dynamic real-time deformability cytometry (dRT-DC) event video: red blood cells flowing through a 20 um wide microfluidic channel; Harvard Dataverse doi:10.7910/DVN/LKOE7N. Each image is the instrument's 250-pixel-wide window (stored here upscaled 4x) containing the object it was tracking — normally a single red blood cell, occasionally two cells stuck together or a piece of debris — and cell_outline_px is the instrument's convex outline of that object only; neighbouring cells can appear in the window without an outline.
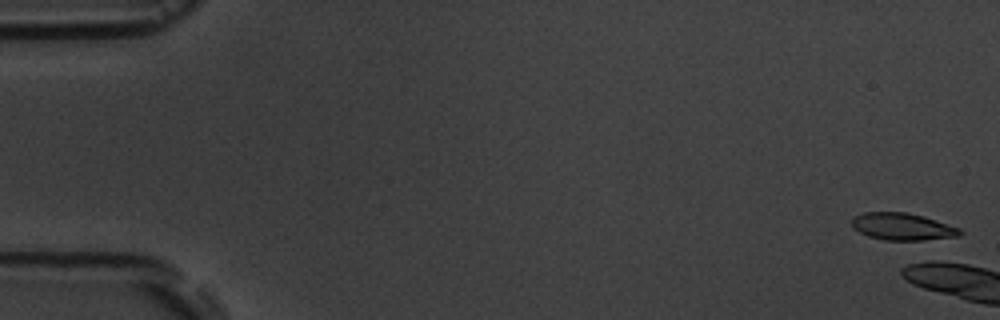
{"species": "common noctule bat (a hibernating species)", "species_latin": "Nyctalus noctula", "temperature_condition": "room temperature", "stored_images_in_passage": 7, "camera_frame_rate_fps": 3000, "um_per_image_px": 0.085, "animal": {"sex": "male", "body_mass_g": 19.5, "forearm_length_mm": 54.6}, "frame": {"image": 1, "passage_image": 1, "time_ms": 0.0, "image_size_px": [1000, 320], "cell_outline_px": [[964, 232], [960, 236], [920, 240], [884, 240], [868, 236], [852, 228], [852, 216], [864, 212], [908, 212], [924, 216], [960, 228]], "centroid_in_image_um": [76.7, 19.25], "position_along_channel_um": 8.3, "area_um2": 17.22}}
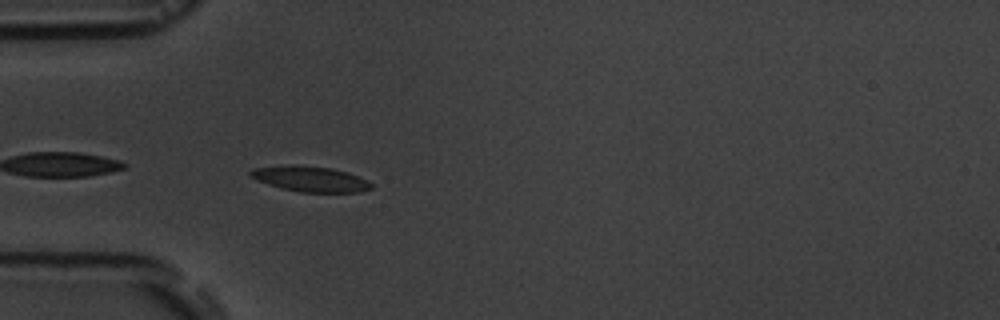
{"frame": {"image": 2, "passage_image": 7, "time_ms": 7.0, "image_size_px": [1000, 320], "cell_outline_px": [[372, 188], [360, 192], [300, 192], [280, 188], [256, 180], [248, 176], [248, 172], [252, 168], [288, 164], [300, 164], [332, 168], [348, 172], [368, 180], [372, 184]], "centroid_in_image_um": [26.33, 15.19], "position_along_channel_um": 58.7, "area_um2": 18.32}}